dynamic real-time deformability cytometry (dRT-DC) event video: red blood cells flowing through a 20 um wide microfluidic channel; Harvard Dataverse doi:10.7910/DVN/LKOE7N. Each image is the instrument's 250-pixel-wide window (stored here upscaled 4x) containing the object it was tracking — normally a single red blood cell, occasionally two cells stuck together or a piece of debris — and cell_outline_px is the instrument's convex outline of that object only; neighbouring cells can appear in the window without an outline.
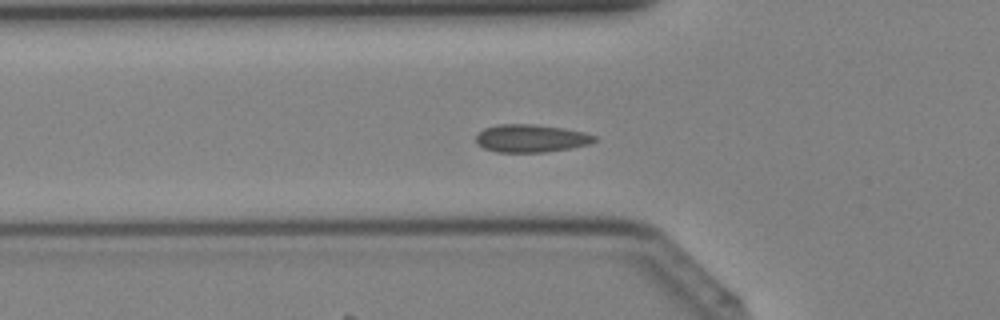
{"species": "Egyptian fruit bat (a non-hibernating species)", "species_latin": "Rousettus aegyptiacus", "temperature_condition": "cold", "stored_images_in_passage": 42, "camera_frame_rate_fps": 3000, "um_per_image_px": 0.085, "animal": {"sex": "female"}, "frame": {"image": 1, "passage_image": 14, "time_ms": 4.333, "image_size_px": [1000, 320], "cell_outline_px": [[600, 140], [592, 144], [572, 148], [548, 152], [496, 152], [484, 148], [476, 144], [476, 136], [484, 128], [500, 124], [532, 124], [564, 128], [584, 132], [596, 136]], "centroid_in_image_um": [45.19, 11.77], "position_along_channel_um": 80.6, "area_um2": 19.48}}
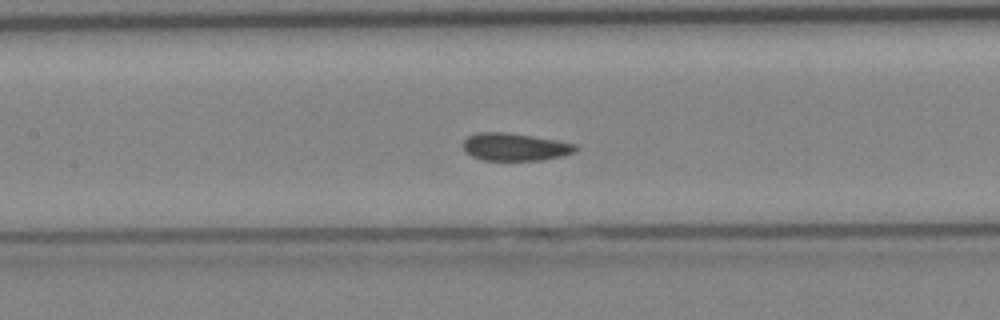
{"frame": {"image": 2, "passage_image": 19, "time_ms": 6.0, "image_size_px": [1000, 320], "cell_outline_px": [[580, 148], [576, 152], [564, 156], [540, 160], [484, 160], [472, 156], [464, 148], [464, 140], [468, 136], [476, 132], [504, 132], [532, 136], [556, 140], [576, 144]], "centroid_in_image_um": [43.82, 12.49], "position_along_channel_um": 163.6, "area_um2": 18.09}}
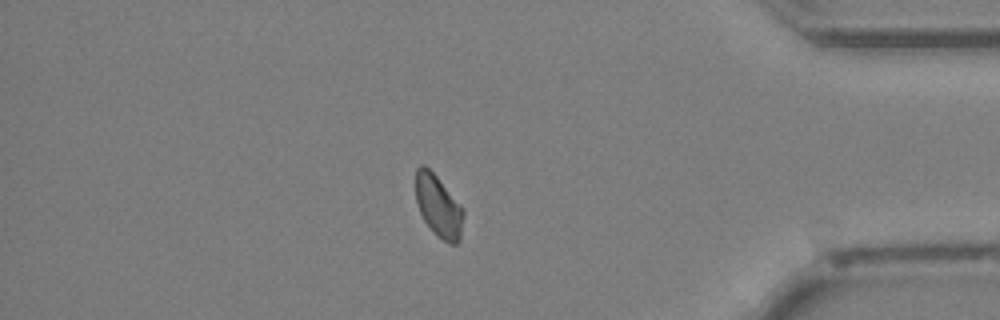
{"frame": {"image": 3, "passage_image": 35, "time_ms": 11.333, "image_size_px": [1000, 320], "cell_outline_px": [[464, 212], [460, 240], [456, 244], [448, 244], [436, 236], [424, 220], [420, 212], [416, 200], [416, 168], [420, 164], [424, 164], [436, 176], [464, 208]], "centroid_in_image_um": [37.28, 17.55], "position_along_channel_um": 397.9, "area_um2": 17.28}}